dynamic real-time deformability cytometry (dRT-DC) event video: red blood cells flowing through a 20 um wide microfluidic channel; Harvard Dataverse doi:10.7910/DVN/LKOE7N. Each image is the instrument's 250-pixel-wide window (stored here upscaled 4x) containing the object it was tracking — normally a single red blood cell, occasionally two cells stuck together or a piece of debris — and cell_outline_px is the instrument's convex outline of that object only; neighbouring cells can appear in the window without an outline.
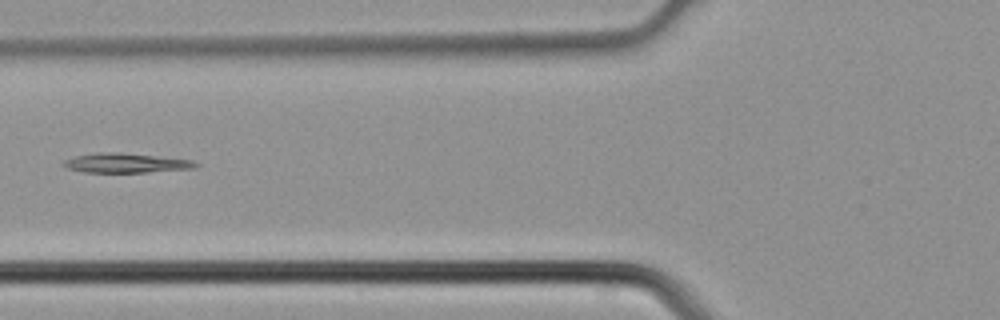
{"species": "common noctule bat (a hibernating species)", "species_latin": "Nyctalus noctula", "temperature_condition": "cold", "stored_images_in_passage": 5, "camera_frame_rate_fps": 3000, "um_per_image_px": 0.085, "animal": {"sex": "male", "body_mass_g": 21.5, "forearm_length_mm": 52.0}, "frame": {"image": 1, "passage_image": 5, "time_ms": 1.333, "image_size_px": [1000, 320], "cell_outline_px": [[200, 164], [196, 168], [148, 172], [84, 172], [68, 168], [60, 164], [64, 160], [72, 156], [100, 152], [120, 152], [192, 160]], "centroid_in_image_um": [10.67, 13.85], "position_along_channel_um": 115.1, "area_um2": 15.09}}